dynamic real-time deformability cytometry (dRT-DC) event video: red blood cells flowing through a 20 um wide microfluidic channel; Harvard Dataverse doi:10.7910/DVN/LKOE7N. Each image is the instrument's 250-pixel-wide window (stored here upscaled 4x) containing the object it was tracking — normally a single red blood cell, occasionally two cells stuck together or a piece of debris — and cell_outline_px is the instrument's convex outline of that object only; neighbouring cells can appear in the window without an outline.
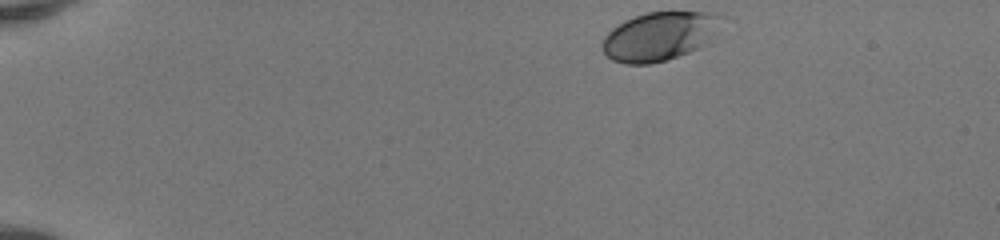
{"species": "human", "species_latin": "Homo sapiens", "temperature_condition": "room temperature", "stored_images_in_passage": 43, "camera_frame_rate_fps": 3000, "um_per_image_px": 0.085, "donor": {"sex": "female"}, "frame": {"image": 1, "passage_image": 1, "time_ms": 0.0, "image_size_px": [1000, 240], "cell_outline_px": [[728, 16], [708, 44], [700, 48], [668, 60], [652, 64], [624, 64], [612, 60], [600, 48], [600, 44], [604, 36], [612, 28], [636, 16], [648, 12], [716, 12]], "centroid_in_image_um": [56.13, 3.08], "position_along_channel_um": 28.9, "area_um2": 34.51}}
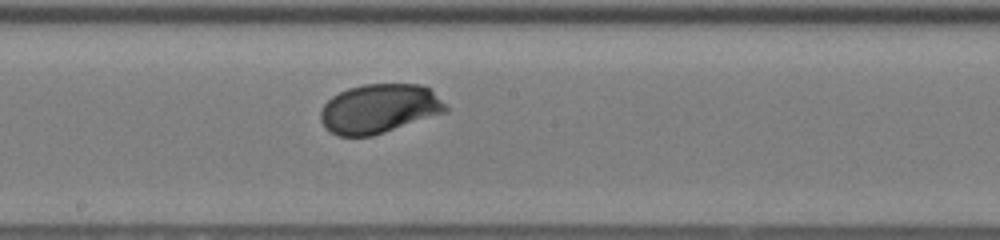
{"frame": {"image": 2, "passage_image": 22, "time_ms": 7.0, "image_size_px": [1000, 240], "cell_outline_px": [[448, 112], [372, 136], [336, 136], [324, 128], [320, 120], [320, 112], [324, 104], [332, 96], [348, 88], [364, 84], [420, 84], [428, 88], [448, 108]], "centroid_in_image_um": [32.19, 9.25], "position_along_channel_um": 216.0, "area_um2": 35.89}}
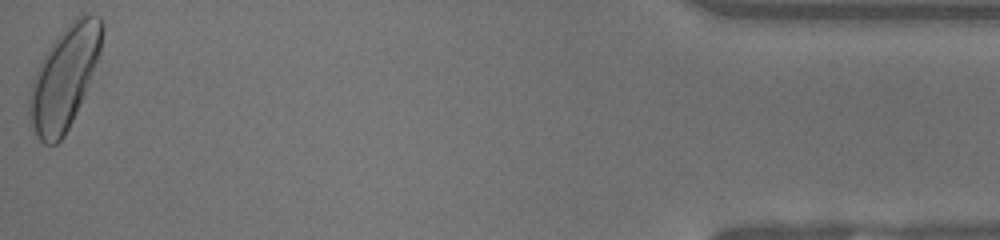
{"frame": {"image": 3, "passage_image": 43, "time_ms": 14.0, "image_size_px": [1000, 240], "cell_outline_px": [[104, 32], [100, 52], [84, 96], [64, 136], [56, 144], [44, 144], [36, 136], [28, 112], [28, 92], [36, 72], [52, 40], [76, 16], [100, 16], [104, 20]], "centroid_in_image_um": [5.47, 6.58], "position_along_channel_um": 429.7, "area_um2": 43.0}, "authors_computed_cell_mechanics": {"area_um2": 35.0268, "velocity_mm_per_s": 4.1252, "shape_relaxation_time_tau1_ms": 1.655, "shape_relaxation_time_tau2_ms": null, "deformation_change_tau1": 0.106, "deformation_change_tau2": null}}